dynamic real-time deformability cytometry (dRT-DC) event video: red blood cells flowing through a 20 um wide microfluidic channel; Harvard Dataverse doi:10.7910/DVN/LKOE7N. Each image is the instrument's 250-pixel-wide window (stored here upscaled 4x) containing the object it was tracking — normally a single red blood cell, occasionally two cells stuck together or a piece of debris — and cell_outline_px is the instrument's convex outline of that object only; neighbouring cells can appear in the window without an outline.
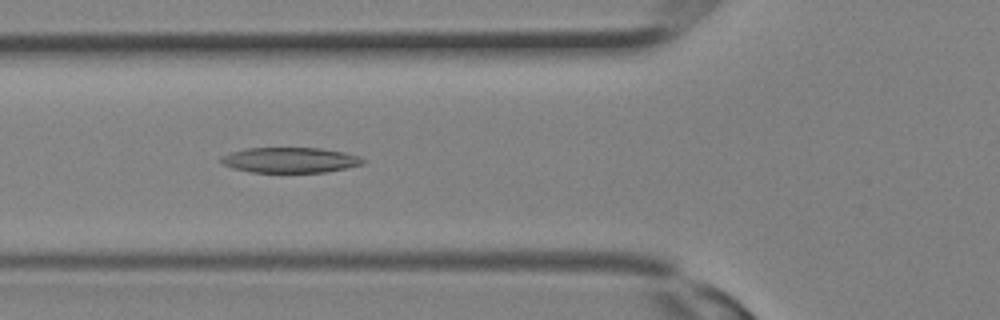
{"species": "Egyptian fruit bat (a non-hibernating species)", "species_latin": "Rousettus aegyptiacus", "temperature_condition": "room temperature", "stored_images_in_passage": 30, "camera_frame_rate_fps": 3000, "um_per_image_px": 0.085, "animal": {"sex": "female"}, "frame": {"image": 1, "passage_image": 10, "time_ms": 3.0, "image_size_px": [1000, 320], "cell_outline_px": [[368, 160], [364, 164], [328, 172], [252, 172], [236, 168], [224, 164], [220, 160], [220, 156], [244, 148], [320, 148], [344, 152], [360, 156]], "centroid_in_image_um": [24.73, 13.6], "position_along_channel_um": 101.1, "area_um2": 20.98}}
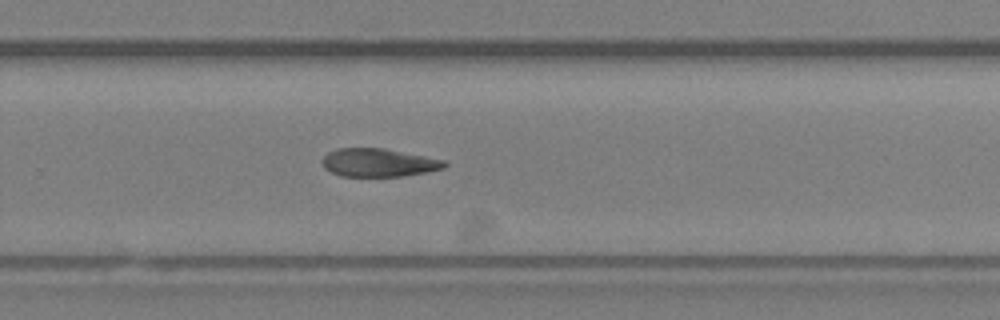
{"frame": {"image": 2, "passage_image": 19, "time_ms": 6.0, "image_size_px": [1000, 320], "cell_outline_px": [[448, 164], [444, 168], [404, 176], [340, 176], [324, 168], [320, 160], [328, 152], [336, 148], [384, 148], [444, 160]], "centroid_in_image_um": [32.13, 13.82], "position_along_channel_um": 297.7, "area_um2": 20.06}}
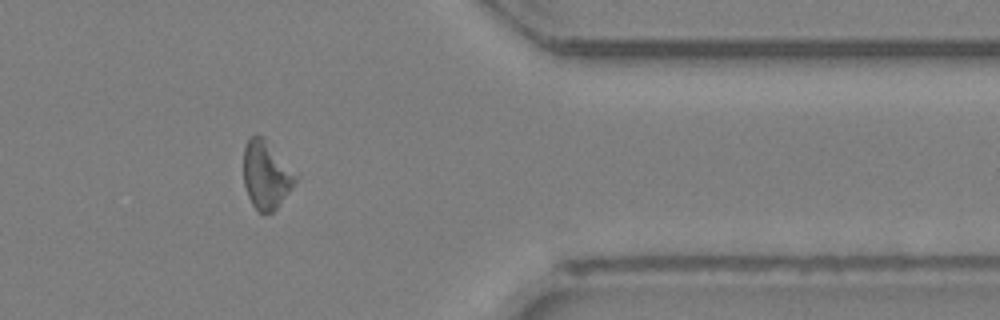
{"frame": {"image": 3, "passage_image": 24, "time_ms": 7.667, "image_size_px": [1000, 320], "cell_outline_px": [[300, 176], [296, 184], [276, 208], [272, 212], [260, 212], [252, 204], [248, 196], [244, 184], [244, 148], [248, 140], [256, 132], [264, 136]], "centroid_in_image_um": [22.66, 14.82], "position_along_channel_um": 388.7, "area_um2": 20.92}}